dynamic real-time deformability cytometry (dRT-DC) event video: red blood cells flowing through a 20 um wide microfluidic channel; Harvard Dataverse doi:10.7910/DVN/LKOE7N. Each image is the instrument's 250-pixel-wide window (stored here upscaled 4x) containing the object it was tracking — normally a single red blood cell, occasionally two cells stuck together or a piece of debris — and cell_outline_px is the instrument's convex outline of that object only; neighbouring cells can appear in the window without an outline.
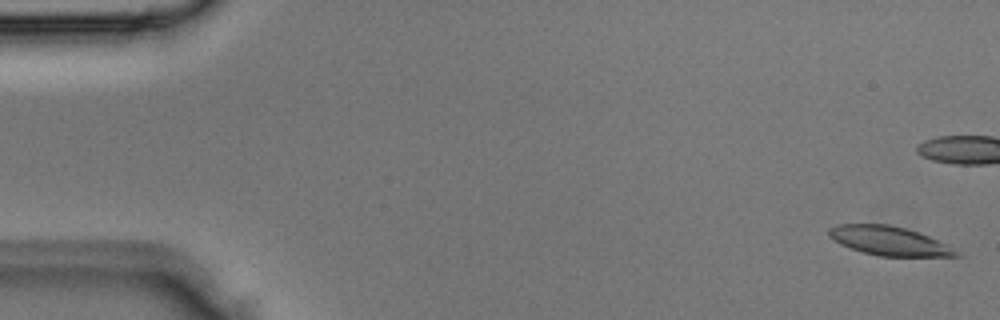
{"species": "Egyptian fruit bat (a non-hibernating species)", "species_latin": "Rousettus aegyptiacus", "temperature_condition": "room temperature", "stored_images_in_passage": 6, "camera_frame_rate_fps": 3000, "um_per_image_px": 0.085, "animal": {"sex": "male"}, "frame": {"image": 1, "passage_image": 1, "time_ms": 0.0, "image_size_px": [1000, 320], "cell_outline_px": [[964, 256], [880, 256], [864, 252], [840, 244], [828, 236], [828, 228], [836, 224], [888, 224], [904, 228], [928, 236], [960, 252]], "centroid_in_image_um": [75.53, 20.47], "position_along_channel_um": 9.5, "area_um2": 21.21}}
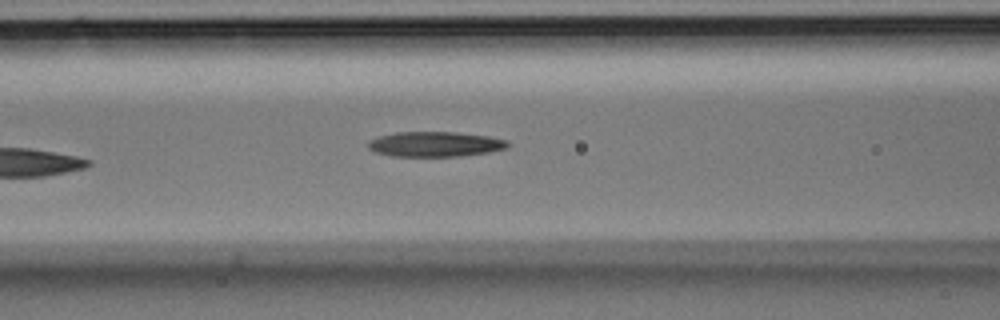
{"frame": {"image": 2, "passage_image": 6, "time_ms": 1.667, "image_size_px": [1000, 320], "cell_outline_px": [[508, 148], [488, 152], [460, 156], [392, 156], [376, 152], [368, 148], [368, 140], [380, 136], [396, 132], [456, 132], [488, 136], [508, 140]], "centroid_in_image_um": [36.98, 12.25], "position_along_channel_um": 129.6, "area_um2": 20.35}}